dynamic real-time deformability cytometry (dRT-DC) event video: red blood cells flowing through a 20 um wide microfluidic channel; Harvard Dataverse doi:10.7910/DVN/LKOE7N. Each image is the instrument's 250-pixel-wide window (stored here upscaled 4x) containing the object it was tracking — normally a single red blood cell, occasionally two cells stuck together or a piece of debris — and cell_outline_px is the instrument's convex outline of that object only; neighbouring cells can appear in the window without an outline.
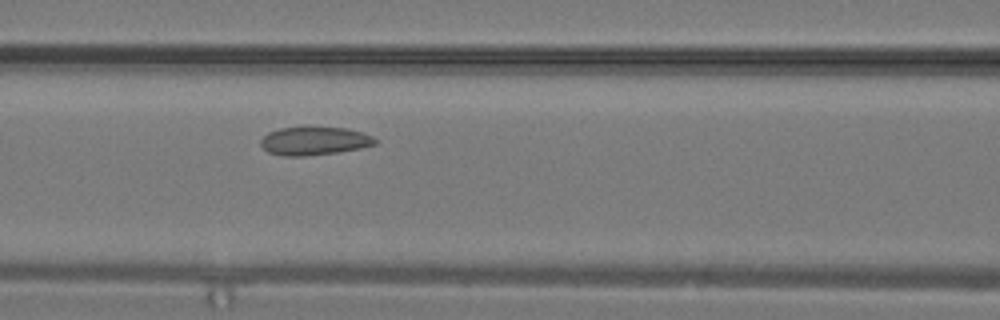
{"species": "common noctule bat (a hibernating species)", "species_latin": "Nyctalus noctula", "temperature_condition": "warm", "stored_images_in_passage": 4, "camera_frame_rate_fps": 3000, "um_per_image_px": 0.085, "animal": {"sex": "male", "body_mass_g": 19.2, "forearm_length_mm": 51.8}, "frame": {"image": 1, "passage_image": 4, "time_ms": 1.0, "image_size_px": [1000, 320], "cell_outline_px": [[376, 144], [360, 148], [336, 152], [304, 156], [284, 156], [268, 152], [260, 144], [260, 140], [268, 132], [280, 128], [348, 128], [372, 136], [376, 140]], "centroid_in_image_um": [26.69, 11.99], "position_along_channel_um": 139.9, "area_um2": 18.5}}